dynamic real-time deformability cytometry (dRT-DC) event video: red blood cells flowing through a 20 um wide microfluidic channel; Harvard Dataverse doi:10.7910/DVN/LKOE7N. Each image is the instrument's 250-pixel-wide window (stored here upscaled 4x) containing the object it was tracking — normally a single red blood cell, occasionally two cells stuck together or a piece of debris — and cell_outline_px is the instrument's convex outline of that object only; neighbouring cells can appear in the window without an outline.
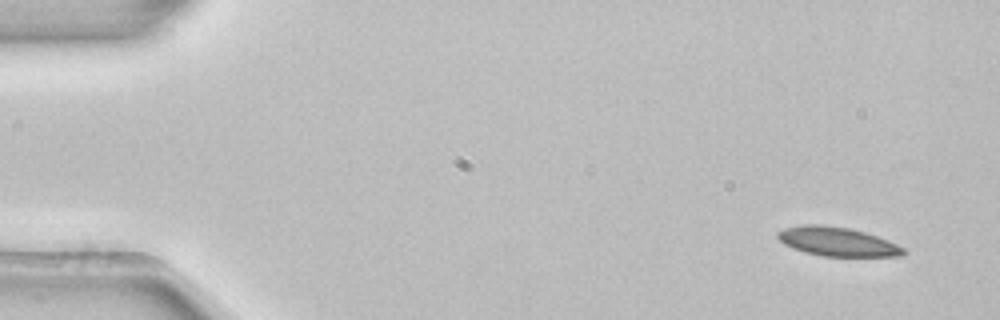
{"species": "common noctule bat (a hibernating species)", "species_latin": "Nyctalus noctula", "temperature_condition": "room temperature", "stored_images_in_passage": 4, "camera_frame_rate_fps": 3000, "um_per_image_px": 0.085, "animal": {"sex": "female", "body_mass_g": 22.7, "forearm_length_mm": 54.2}, "frame": {"image": 1, "passage_image": 1, "time_ms": 0.0, "image_size_px": [1000, 320], "cell_outline_px": [[908, 252], [900, 256], [824, 256], [804, 252], [792, 248], [784, 244], [776, 236], [776, 232], [784, 228], [804, 224], [816, 224], [848, 228], [864, 232], [888, 240], [908, 248]], "centroid_in_image_um": [71.19, 20.54], "position_along_channel_um": 13.8, "area_um2": 21.33}}